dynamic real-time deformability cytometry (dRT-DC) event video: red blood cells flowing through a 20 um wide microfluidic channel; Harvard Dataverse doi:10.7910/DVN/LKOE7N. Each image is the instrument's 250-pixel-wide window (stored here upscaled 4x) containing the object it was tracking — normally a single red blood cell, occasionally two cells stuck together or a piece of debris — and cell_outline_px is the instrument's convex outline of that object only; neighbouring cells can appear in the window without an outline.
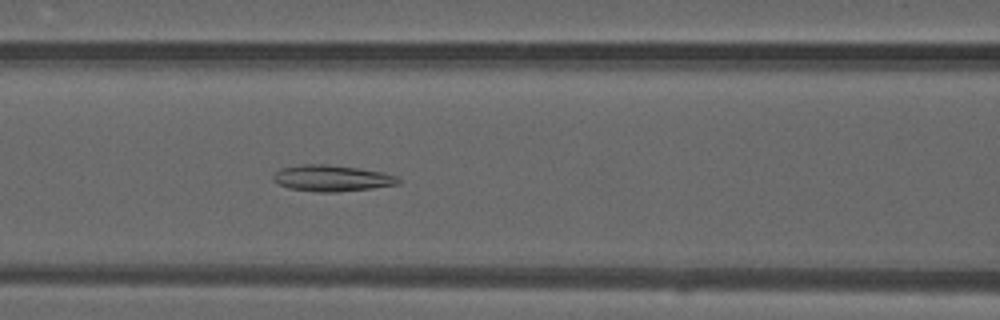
{"species": "common noctule bat (a hibernating species)", "species_latin": "Nyctalus noctula", "temperature_condition": "warm", "stored_images_in_passage": 49, "camera_frame_rate_fps": 3000, "um_per_image_px": 0.085, "animal": {"sex": "male", "forearm_length_mm": 52.5}, "frame": {"image": 1, "passage_image": 21, "time_ms": 6.667, "image_size_px": [1000, 320], "cell_outline_px": [[400, 184], [372, 188], [336, 192], [316, 192], [288, 188], [276, 184], [272, 180], [272, 176], [280, 168], [300, 164], [324, 164], [356, 168], [384, 172], [396, 176], [400, 180]], "centroid_in_image_um": [28.16, 15.15], "position_along_channel_um": 138.4, "area_um2": 19.25}}
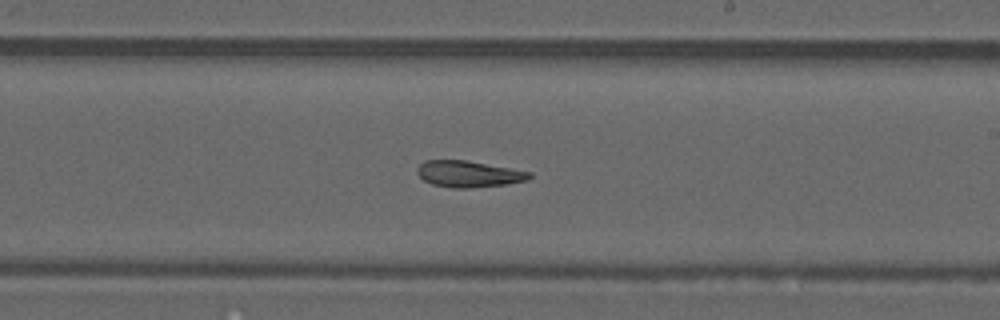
{"frame": {"image": 2, "passage_image": 29, "time_ms": 9.333, "image_size_px": [1000, 320], "cell_outline_px": [[532, 176], [528, 180], [504, 184], [472, 188], [452, 188], [432, 184], [424, 180], [416, 172], [416, 168], [424, 160], [464, 160], [532, 172]], "centroid_in_image_um": [39.81, 14.79], "position_along_channel_um": 249.2, "area_um2": 17.17}}
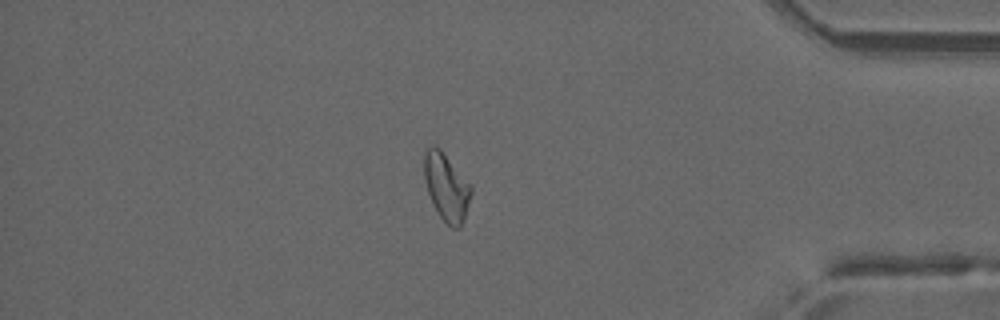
{"frame": {"image": 3, "passage_image": 42, "time_ms": 13.667, "image_size_px": [1000, 320], "cell_outline_px": [[472, 192], [464, 220], [460, 228], [452, 228], [440, 216], [428, 192], [424, 176], [424, 152], [432, 144], [436, 144], [440, 148], [472, 188]], "centroid_in_image_um": [37.94, 15.88], "position_along_channel_um": 397.3, "area_um2": 18.03}, "authors_computed_cell_mechanics": {"area_um2": 19.2474, "velocity_mm_per_s": 4.1743, "shape_relaxation_time_tau1_ms": null, "shape_relaxation_time_tau2_ms": 3.1698, "deformation_change_tau1": null, "deformation_change_tau2": 0.0981}}